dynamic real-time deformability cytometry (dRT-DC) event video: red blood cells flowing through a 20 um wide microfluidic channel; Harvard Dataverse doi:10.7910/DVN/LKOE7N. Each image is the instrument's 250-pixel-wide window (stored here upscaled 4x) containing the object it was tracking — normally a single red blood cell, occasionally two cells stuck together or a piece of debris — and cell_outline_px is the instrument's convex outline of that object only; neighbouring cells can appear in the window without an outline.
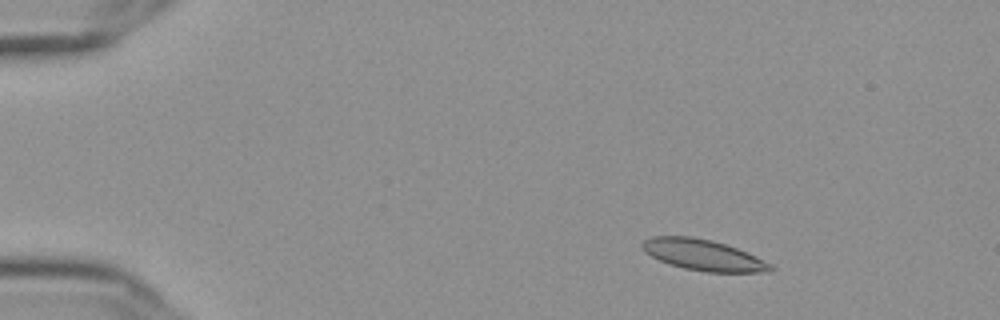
{"species": "Egyptian fruit bat (a non-hibernating species)", "species_latin": "Rousettus aegyptiacus", "temperature_condition": "cold", "stored_images_in_passage": 55, "camera_frame_rate_fps": 3000, "um_per_image_px": 0.085, "frame": {"image": 1, "passage_image": 7, "time_ms": 2.0, "image_size_px": [1000, 320], "cell_outline_px": [[776, 268], [772, 272], [708, 272], [684, 268], [668, 264], [644, 252], [640, 248], [640, 244], [644, 240], [652, 236], [692, 236], [712, 240], [736, 248], [772, 264]], "centroid_in_image_um": [59.75, 21.67], "position_along_channel_um": 25.3, "area_um2": 23.18}}
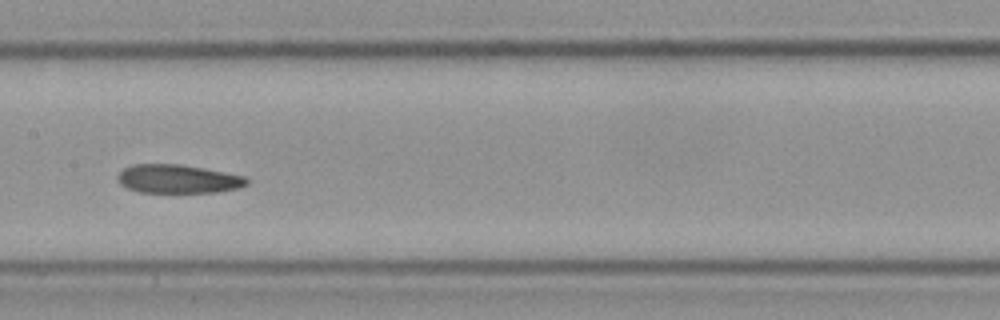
{"frame": {"image": 2, "passage_image": 28, "time_ms": 9.0, "image_size_px": [1000, 320], "cell_outline_px": [[248, 184], [236, 188], [216, 192], [140, 192], [128, 188], [120, 184], [116, 180], [116, 176], [124, 168], [132, 164], [180, 164], [204, 168], [244, 176], [248, 180]], "centroid_in_image_um": [15.08, 15.2], "position_along_channel_um": 192.3, "area_um2": 21.44}}
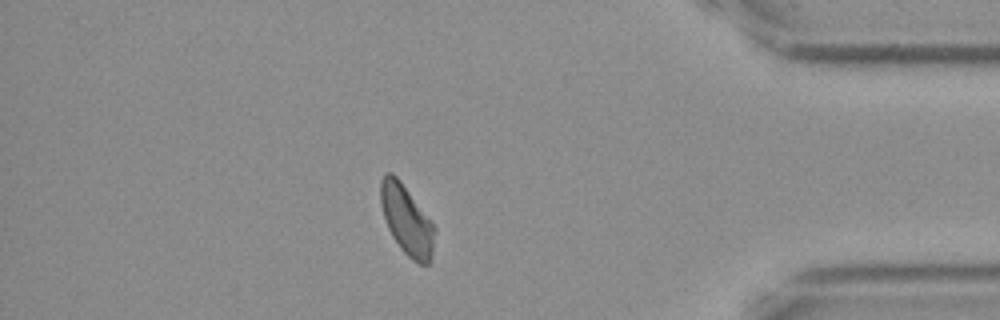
{"frame": {"image": 3, "passage_image": 48, "time_ms": 15.667, "image_size_px": [1000, 320], "cell_outline_px": [[436, 228], [432, 260], [428, 264], [420, 264], [412, 260], [400, 248], [392, 236], [388, 228], [380, 204], [380, 180], [384, 172], [392, 172], [400, 180]], "centroid_in_image_um": [34.56, 18.71], "position_along_channel_um": 400.6, "area_um2": 21.96}, "authors_computed_cell_mechanics": {"area_um2": 22.5998, "velocity_mm_per_s": 3.6007, "shape_relaxation_time_tau1_ms": null, "shape_relaxation_time_tau2_ms": 4.1558, "deformation_change_tau1": null, "deformation_change_tau2": 0.1036}}